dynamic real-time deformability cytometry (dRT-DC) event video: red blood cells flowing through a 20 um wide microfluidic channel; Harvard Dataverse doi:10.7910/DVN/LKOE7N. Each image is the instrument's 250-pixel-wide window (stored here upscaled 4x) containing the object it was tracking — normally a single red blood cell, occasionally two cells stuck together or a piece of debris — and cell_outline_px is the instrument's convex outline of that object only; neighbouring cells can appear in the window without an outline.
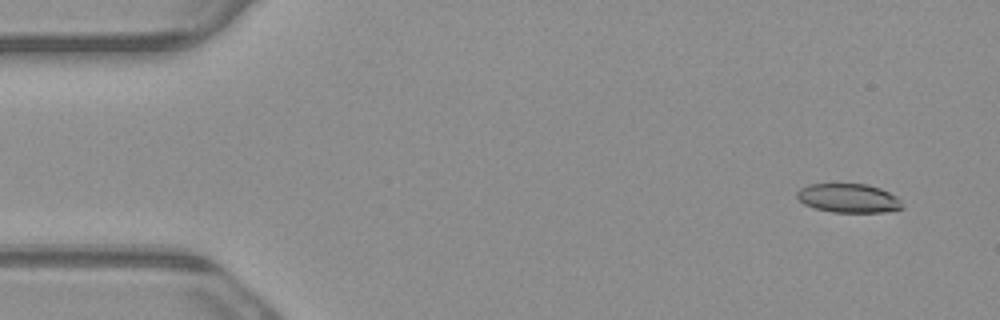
{"species": "common noctule bat (a hibernating species)", "species_latin": "Nyctalus noctula", "temperature_condition": "warm", "stored_images_in_passage": 5, "camera_frame_rate_fps": 3000, "um_per_image_px": 0.085, "animal": {"sex": "male", "body_mass_g": 23.1, "forearm_length_mm": 52.7}, "frame": {"image": 1, "passage_image": 2, "time_ms": 0.333, "image_size_px": [1000, 320], "cell_outline_px": [[904, 208], [884, 212], [832, 212], [816, 208], [804, 204], [796, 196], [796, 192], [800, 188], [808, 184], [868, 184], [880, 188], [896, 196], [900, 200]], "centroid_in_image_um": [72.12, 16.84], "position_along_channel_um": 12.9, "area_um2": 17.74}}
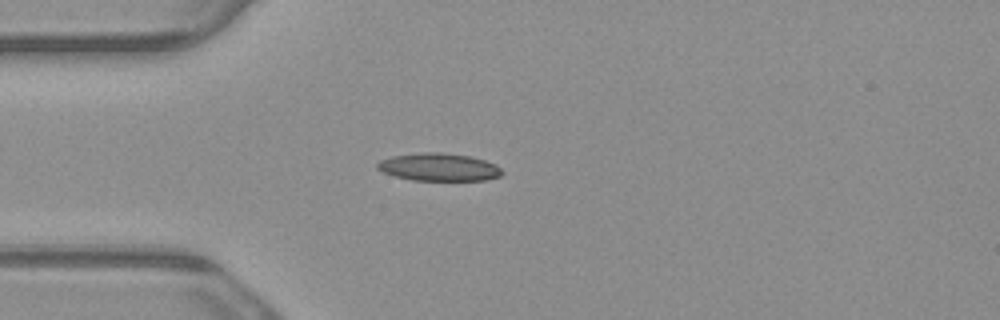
{"frame": {"image": 2, "passage_image": 5, "time_ms": 1.333, "image_size_px": [1000, 320], "cell_outline_px": [[504, 172], [500, 176], [488, 180], [412, 180], [396, 176], [384, 172], [376, 168], [376, 164], [380, 160], [392, 156], [420, 152], [444, 152], [468, 156], [484, 160], [496, 164]], "centroid_in_image_um": [37.31, 14.2], "position_along_channel_um": 47.7, "area_um2": 20.17}}